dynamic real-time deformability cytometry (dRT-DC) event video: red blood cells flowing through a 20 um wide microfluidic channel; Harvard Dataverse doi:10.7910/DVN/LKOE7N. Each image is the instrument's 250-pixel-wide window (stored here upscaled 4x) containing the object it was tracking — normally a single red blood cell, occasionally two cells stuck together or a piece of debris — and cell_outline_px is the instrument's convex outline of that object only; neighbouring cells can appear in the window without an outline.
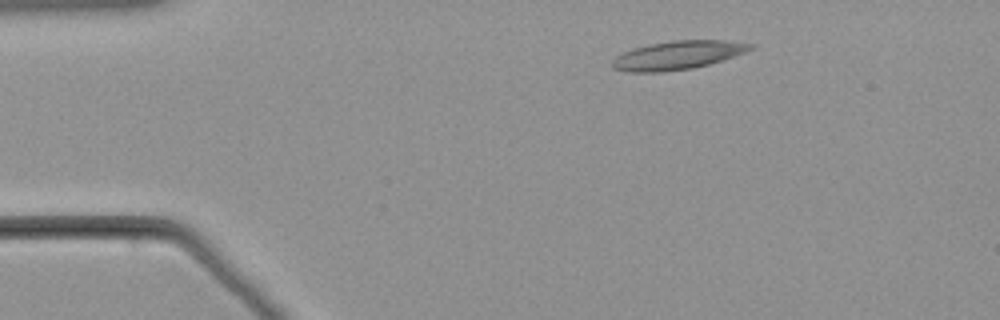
{"species": "common noctule bat (a hibernating species)", "species_latin": "Nyctalus noctula", "temperature_condition": "warm", "stored_images_in_passage": 47, "camera_frame_rate_fps": 3000, "um_per_image_px": 0.085, "animal": {"sex": "male", "body_mass_g": 21.5, "forearm_length_mm": 52.0}, "frame": {"image": 1, "passage_image": 1, "time_ms": 0.0, "image_size_px": [1000, 320], "cell_outline_px": [[756, 48], [708, 64], [692, 68], [660, 72], [628, 72], [612, 68], [612, 60], [616, 56], [624, 52], [648, 44], [672, 40], [724, 40], [756, 44]], "centroid_in_image_um": [57.6, 4.68], "position_along_channel_um": 27.4, "area_um2": 22.83}}
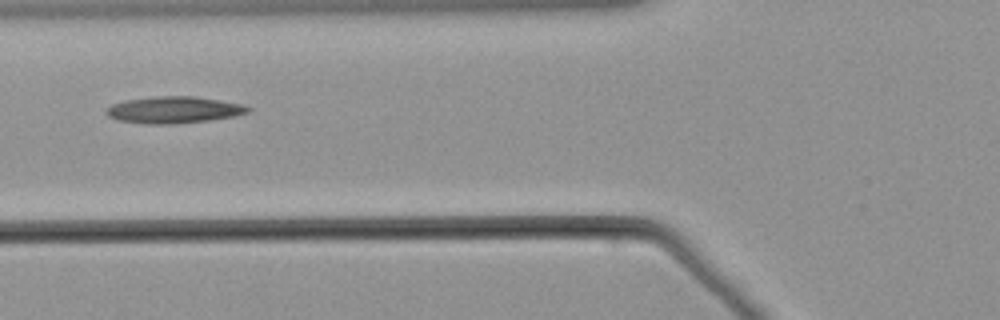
{"frame": {"image": 2, "passage_image": 13, "time_ms": 4.0, "image_size_px": [1000, 320], "cell_outline_px": [[252, 108], [248, 112], [232, 116], [208, 120], [172, 124], [148, 124], [120, 120], [108, 116], [104, 112], [112, 104], [124, 100], [156, 96], [196, 96], [240, 104]], "centroid_in_image_um": [14.74, 9.33], "position_along_channel_um": 111.1, "area_um2": 21.79}}
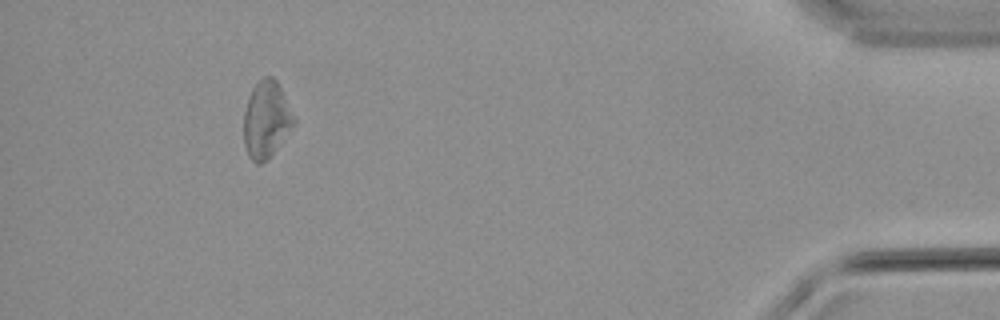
{"frame": {"image": 3, "passage_image": 43, "time_ms": 14.0, "image_size_px": [1000, 320], "cell_outline_px": [[296, 120], [272, 152], [260, 164], [256, 164], [248, 156], [244, 144], [244, 112], [248, 96], [256, 80], [264, 76], [272, 76], [276, 80]], "centroid_in_image_um": [22.58, 10.1], "position_along_channel_um": 412.6, "area_um2": 21.91}}